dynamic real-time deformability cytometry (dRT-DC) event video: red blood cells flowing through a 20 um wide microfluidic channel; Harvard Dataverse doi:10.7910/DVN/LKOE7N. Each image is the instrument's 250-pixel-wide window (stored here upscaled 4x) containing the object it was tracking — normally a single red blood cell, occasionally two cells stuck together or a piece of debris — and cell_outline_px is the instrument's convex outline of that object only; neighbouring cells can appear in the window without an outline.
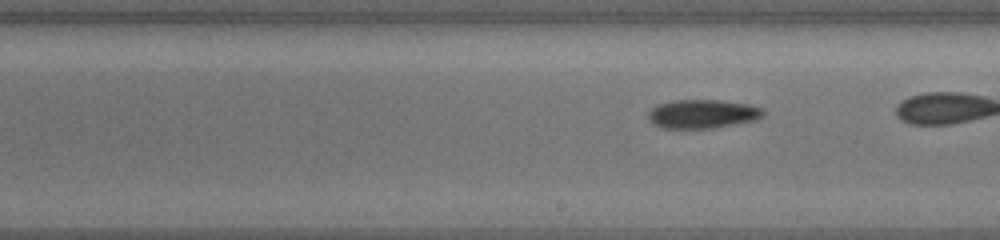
{"species": "common noctule bat (a hibernating species)", "species_latin": "Nyctalus noctula", "temperature_condition": "cold", "stored_images_in_passage": 29, "camera_frame_rate_fps": 3000, "um_per_image_px": 0.085, "animal": {"sex": "female", "body_mass_g": 19.5, "forearm_length_mm": 54.1}, "frame": {"image": 1, "passage_image": 17, "time_ms": 5.333, "image_size_px": [1000, 240], "cell_outline_px": [[764, 112], [760, 116], [752, 120], [716, 128], [664, 128], [656, 124], [648, 116], [648, 112], [652, 108], [660, 104], [676, 100], [716, 100], [744, 104], [760, 108]], "centroid_in_image_um": [59.67, 9.68], "position_along_channel_um": 229.3, "area_um2": 18.61}}